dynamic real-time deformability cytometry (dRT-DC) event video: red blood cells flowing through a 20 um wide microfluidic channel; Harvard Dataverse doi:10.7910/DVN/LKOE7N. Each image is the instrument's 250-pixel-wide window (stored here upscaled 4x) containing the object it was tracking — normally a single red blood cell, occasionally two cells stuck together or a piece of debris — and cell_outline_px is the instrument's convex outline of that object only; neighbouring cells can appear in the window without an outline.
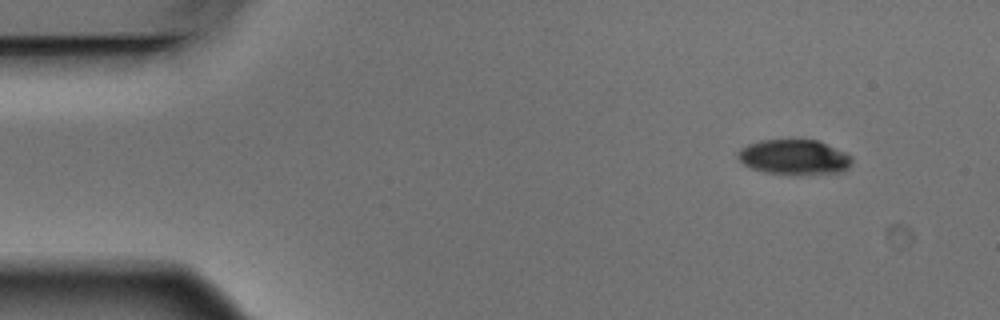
{"species": "Egyptian fruit bat (a non-hibernating species)", "species_latin": "Rousettus aegyptiacus", "temperature_condition": "warm", "stored_images_in_passage": 3, "camera_frame_rate_fps": 3000, "um_per_image_px": 0.085, "animal": {"sex": "male"}, "frame": {"image": 1, "passage_image": 1, "time_ms": 0.0, "image_size_px": [1000, 320], "cell_outline_px": [[852, 160], [848, 168], [844, 172], [796, 176], [764, 172], [752, 168], [744, 164], [736, 156], [736, 152], [740, 148], [748, 144], [760, 140], [820, 140], [848, 152], [852, 156]], "centroid_in_image_um": [67.55, 13.37], "position_along_channel_um": 17.5, "area_um2": 24.04}}
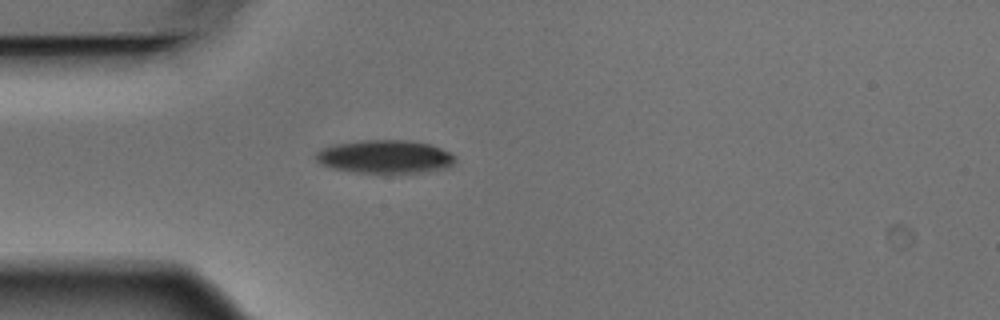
{"frame": {"image": 2, "passage_image": 3, "time_ms": 0.667, "image_size_px": [1000, 320], "cell_outline_px": [[456, 160], [448, 168], [428, 172], [356, 172], [332, 168], [320, 164], [316, 160], [316, 152], [324, 148], [336, 144], [364, 140], [412, 140], [428, 144], [452, 152], [456, 156]], "centroid_in_image_um": [32.78, 13.32], "position_along_channel_um": 52.2, "area_um2": 26.93}}